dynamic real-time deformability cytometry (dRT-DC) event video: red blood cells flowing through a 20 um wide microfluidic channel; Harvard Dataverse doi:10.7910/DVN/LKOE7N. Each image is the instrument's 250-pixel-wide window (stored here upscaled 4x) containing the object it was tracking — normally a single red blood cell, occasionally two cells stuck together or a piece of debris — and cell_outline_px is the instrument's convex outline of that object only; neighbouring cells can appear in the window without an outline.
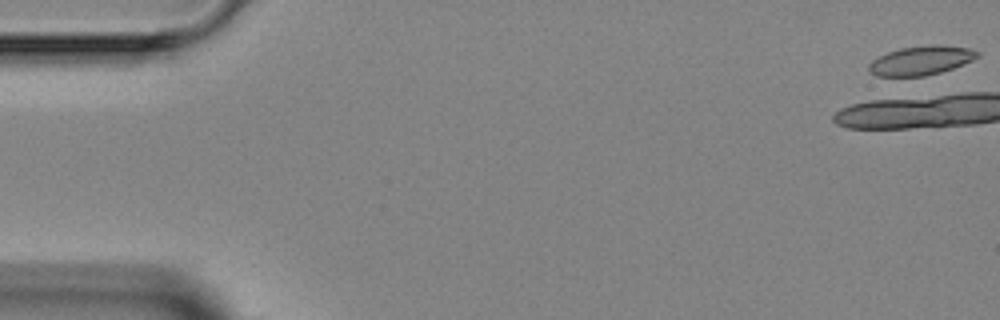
{"species": "Egyptian fruit bat (a non-hibernating species)", "species_latin": "Rousettus aegyptiacus", "temperature_condition": "room temperature", "stored_images_in_passage": 5, "camera_frame_rate_fps": 3000, "um_per_image_px": 0.085, "animal": {"sex": "female"}, "frame": {"image": 1, "passage_image": 1, "time_ms": 0.0, "image_size_px": [1000, 320], "cell_outline_px": [[980, 56], [964, 64], [940, 72], [924, 76], [876, 76], [868, 72], [868, 64], [872, 60], [888, 52], [900, 48], [932, 44], [940, 44], [968, 48], [980, 52]], "centroid_in_image_um": [78.28, 5.13], "position_along_channel_um": 6.7, "area_um2": 18.5}}